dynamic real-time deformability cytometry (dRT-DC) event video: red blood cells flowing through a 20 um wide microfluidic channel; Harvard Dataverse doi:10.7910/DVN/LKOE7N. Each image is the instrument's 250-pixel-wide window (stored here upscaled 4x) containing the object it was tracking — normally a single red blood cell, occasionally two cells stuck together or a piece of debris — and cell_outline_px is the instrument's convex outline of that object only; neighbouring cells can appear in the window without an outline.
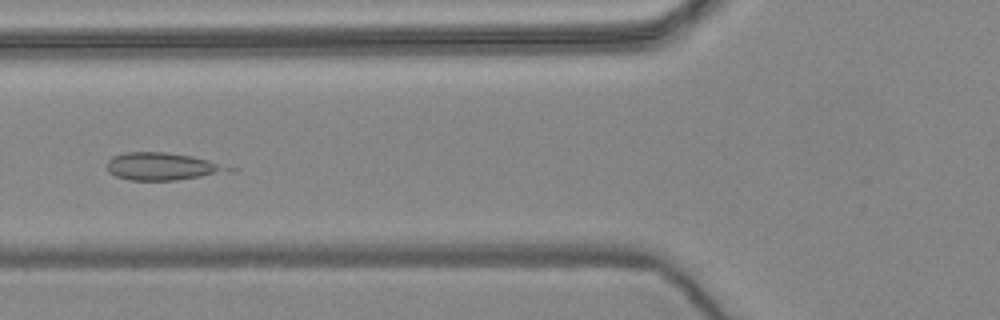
{"species": "common noctule bat (a hibernating species)", "species_latin": "Nyctalus noctula", "temperature_condition": "warm", "stored_images_in_passage": 58, "camera_frame_rate_fps": 3000, "um_per_image_px": 0.085, "animal": {"sex": "female", "body_mass_g": 24.6, "forearm_length_mm": 56.2}, "frame": {"image": 1, "passage_image": 22, "time_ms": 7.0, "image_size_px": [1000, 320], "cell_outline_px": [[240, 168], [236, 172], [176, 180], [128, 180], [116, 176], [108, 172], [108, 160], [112, 156], [124, 152], [168, 152], [192, 156]], "centroid_in_image_um": [13.92, 14.15], "position_along_channel_um": 111.9, "area_um2": 20.0}}
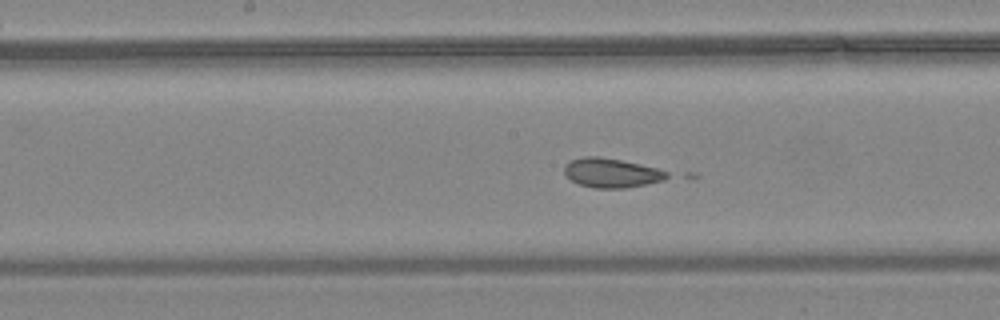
{"frame": {"image": 2, "passage_image": 29, "time_ms": 9.333, "image_size_px": [1000, 320], "cell_outline_px": [[672, 176], [664, 180], [624, 188], [592, 188], [580, 184], [572, 180], [564, 172], [564, 164], [568, 160], [584, 156], [600, 156], [640, 164], [656, 168], [668, 172]], "centroid_in_image_um": [51.96, 14.68], "position_along_channel_um": 196.2, "area_um2": 17.57}}
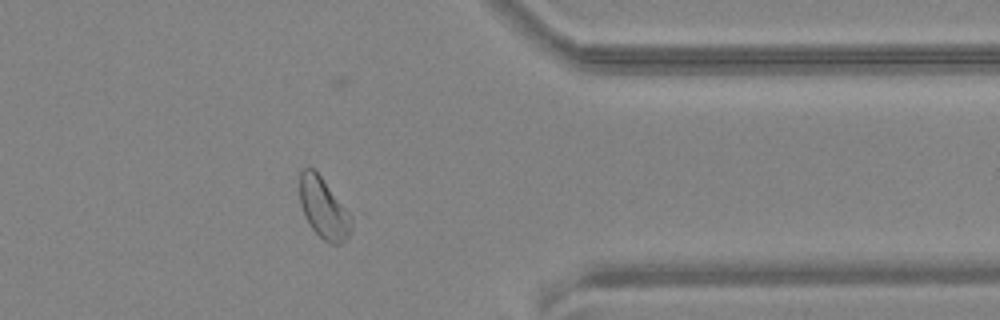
{"frame": {"image": 3, "passage_image": 46, "time_ms": 15.0, "image_size_px": [1000, 320], "cell_outline_px": [[352, 228], [348, 236], [340, 244], [328, 244], [312, 228], [304, 216], [300, 204], [300, 172], [308, 164], [320, 176], [352, 216]], "centroid_in_image_um": [27.5, 17.71], "position_along_channel_um": 383.9, "area_um2": 18.15}}